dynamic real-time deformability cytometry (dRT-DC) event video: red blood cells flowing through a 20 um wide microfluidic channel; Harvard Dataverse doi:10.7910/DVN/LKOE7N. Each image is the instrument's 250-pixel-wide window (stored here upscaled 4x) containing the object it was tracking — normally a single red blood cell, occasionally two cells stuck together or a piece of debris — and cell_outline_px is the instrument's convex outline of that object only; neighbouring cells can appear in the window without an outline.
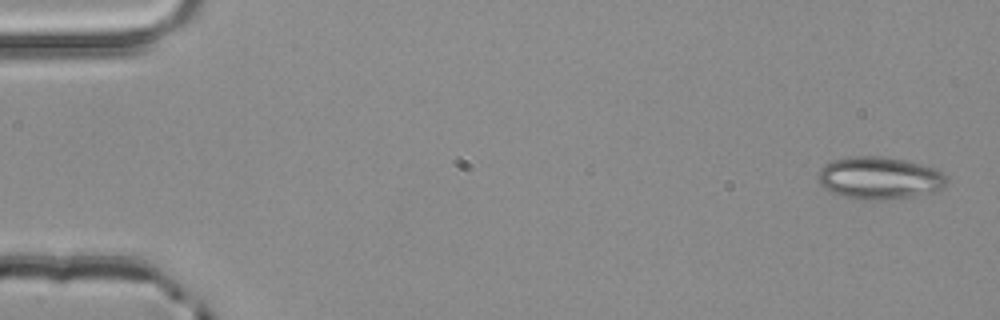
{"species": "common noctule bat (a hibernating species)", "species_latin": "Nyctalus noctula", "temperature_condition": "room temperature", "stored_images_in_passage": 4, "camera_frame_rate_fps": 3000, "um_per_image_px": 0.085, "animal": {"sex": "male", "body_mass_g": 20.4}, "frame": {"image": 1, "passage_image": 1, "time_ms": 0.0, "image_size_px": [1000, 320], "cell_outline_px": [[944, 188], [936, 192], [916, 196], [884, 200], [864, 200], [840, 196], [824, 188], [820, 184], [820, 168], [824, 164], [832, 160], [852, 156], [880, 156], [904, 160], [936, 168], [944, 172]], "centroid_in_image_um": [74.76, 15.14], "position_along_channel_um": 10.2, "area_um2": 31.91}}